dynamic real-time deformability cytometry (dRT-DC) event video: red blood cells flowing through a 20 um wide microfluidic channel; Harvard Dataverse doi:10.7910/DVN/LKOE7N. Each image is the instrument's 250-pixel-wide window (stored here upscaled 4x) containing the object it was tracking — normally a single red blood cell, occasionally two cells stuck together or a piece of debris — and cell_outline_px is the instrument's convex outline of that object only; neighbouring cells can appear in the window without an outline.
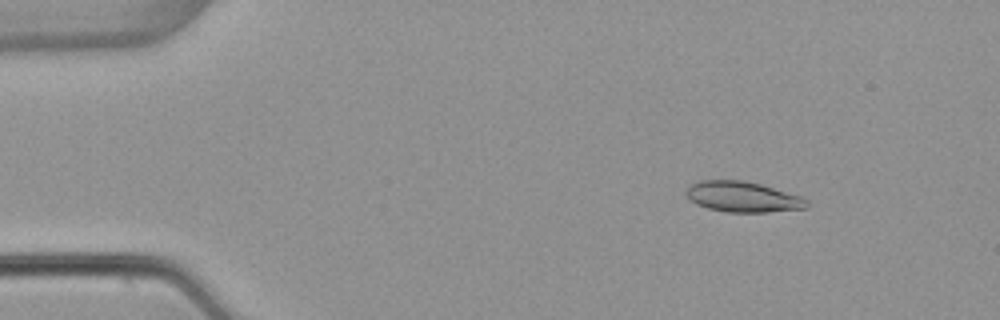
{"species": "common noctule bat (a hibernating species)", "species_latin": "Nyctalus noctula", "temperature_condition": "warm", "stored_images_in_passage": 46, "camera_frame_rate_fps": 3000, "um_per_image_px": 0.085, "animal": {"sex": "female", "body_mass_g": 22.7, "forearm_length_mm": 54.2}, "frame": {"image": 1, "passage_image": 1, "time_ms": 0.0, "image_size_px": [1000, 320], "cell_outline_px": [[808, 208], [768, 212], [724, 212], [708, 208], [696, 204], [684, 192], [688, 184], [700, 180], [744, 180], [760, 184], [800, 196], [808, 200]], "centroid_in_image_um": [63.11, 16.73], "position_along_channel_um": 21.9, "area_um2": 21.56}}
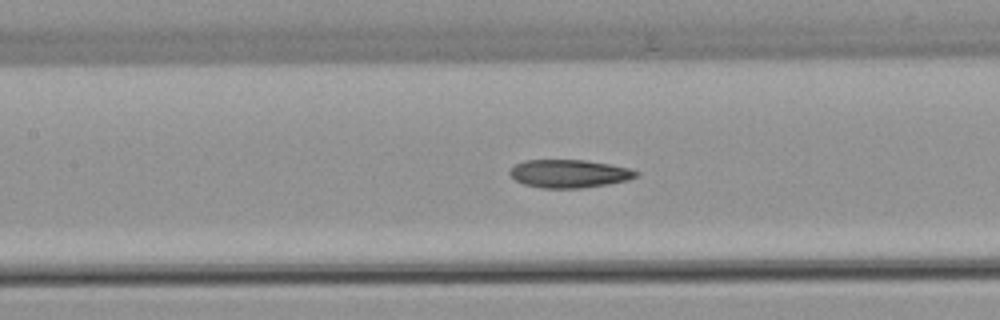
{"frame": {"image": 2, "passage_image": 18, "time_ms": 5.667, "image_size_px": [1000, 320], "cell_outline_px": [[640, 172], [636, 176], [628, 180], [608, 184], [580, 188], [544, 188], [524, 184], [516, 180], [508, 172], [516, 164], [524, 160], [584, 160], [608, 164], [628, 168]], "centroid_in_image_um": [48.38, 14.76], "position_along_channel_um": 159.0, "area_um2": 20.46}}
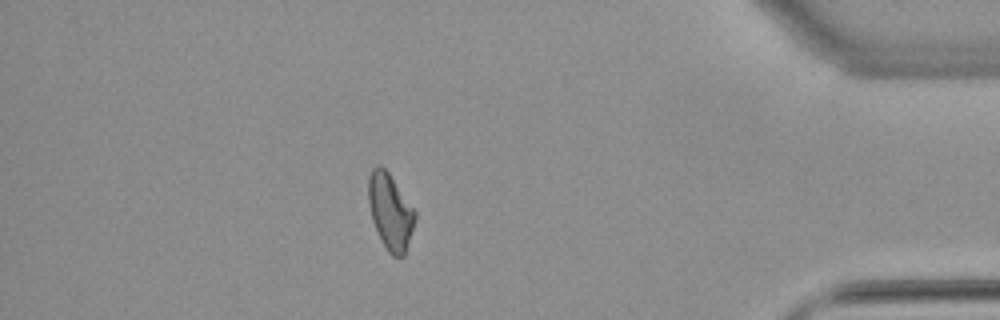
{"frame": {"image": 3, "passage_image": 40, "time_ms": 13.0, "image_size_px": [1000, 320], "cell_outline_px": [[416, 216], [404, 256], [392, 256], [388, 252], [372, 220], [368, 204], [368, 176], [372, 168], [376, 164], [380, 164], [388, 172], [416, 212]], "centroid_in_image_um": [33.15, 17.94], "position_along_channel_um": 402.1, "area_um2": 20.35}, "authors_computed_cell_mechanics": {"area_um2": 21.0681, "velocity_mm_per_s": 3.8858, "shape_relaxation_time_tau1_ms": 5.4735, "shape_relaxation_time_tau2_ms": 6.9347, "deformation_change_tau1": 0.1663, "deformation_change_tau2": 0.1683}}